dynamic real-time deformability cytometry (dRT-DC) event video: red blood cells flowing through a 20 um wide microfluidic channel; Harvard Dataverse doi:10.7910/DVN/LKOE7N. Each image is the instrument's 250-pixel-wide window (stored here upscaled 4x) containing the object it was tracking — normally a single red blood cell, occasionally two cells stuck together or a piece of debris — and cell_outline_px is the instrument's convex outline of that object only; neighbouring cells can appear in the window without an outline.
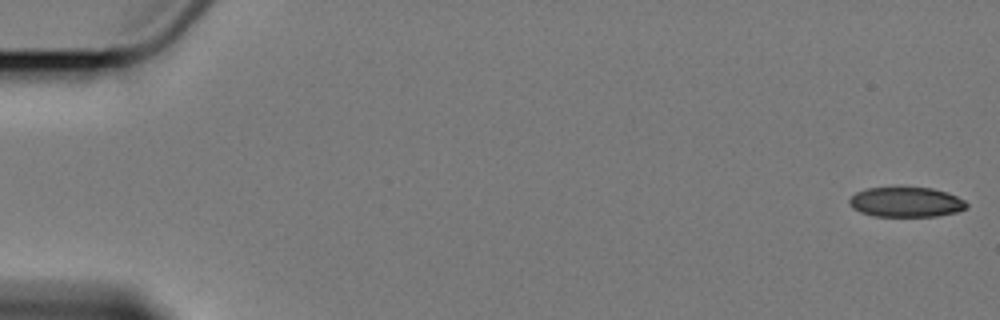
{"species": "Egyptian fruit bat (a non-hibernating species)", "species_latin": "Rousettus aegyptiacus", "temperature_condition": "cold", "stored_images_in_passage": 2, "camera_frame_rate_fps": 3000, "um_per_image_px": 0.085, "animal": {"sex": "female"}, "frame": {"image": 1, "passage_image": 2, "time_ms": 1.333, "image_size_px": [1000, 320], "cell_outline_px": [[968, 208], [956, 212], [936, 216], [876, 216], [860, 212], [852, 208], [848, 204], [848, 200], [856, 192], [864, 188], [932, 188], [948, 192], [964, 200], [968, 204]], "centroid_in_image_um": [77.01, 17.18], "position_along_channel_um": 8.0, "area_um2": 20.46}}